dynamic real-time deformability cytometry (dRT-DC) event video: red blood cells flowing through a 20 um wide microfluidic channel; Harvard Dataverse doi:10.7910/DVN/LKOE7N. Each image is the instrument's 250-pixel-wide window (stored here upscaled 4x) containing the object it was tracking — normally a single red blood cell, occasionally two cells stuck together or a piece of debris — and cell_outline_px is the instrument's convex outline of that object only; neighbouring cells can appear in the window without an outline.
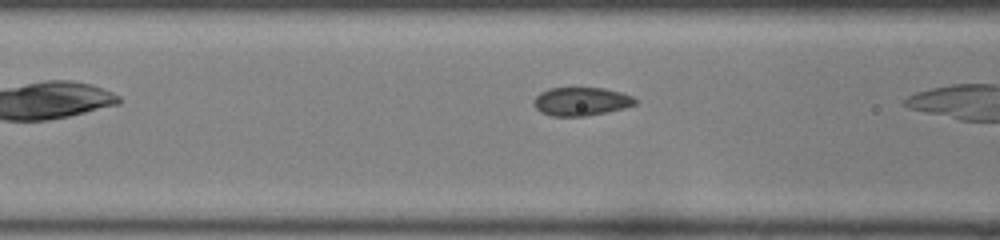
{"species": "common noctule bat (a hibernating species)", "species_latin": "Nyctalus noctula", "temperature_condition": "room temperature", "stored_images_in_passage": 6, "camera_frame_rate_fps": 3000, "um_per_image_px": 0.085, "animal": {"sex": "female", "body_mass_g": 22.0, "forearm_length_mm": 56.7}, "frame": {"image": 1, "passage_image": 4, "time_ms": 1.0, "image_size_px": [1000, 240], "cell_outline_px": [[636, 104], [624, 108], [608, 112], [584, 116], [552, 116], [540, 112], [532, 104], [532, 100], [540, 92], [548, 88], [604, 88], [620, 92], [632, 96], [636, 100]], "centroid_in_image_um": [49.36, 8.62], "position_along_channel_um": 117.2, "area_um2": 16.88}}